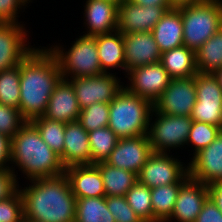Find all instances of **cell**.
Instances as JSON below:
<instances>
[{
  "label": "cell",
  "instance_id": "1",
  "mask_svg": "<svg viewBox=\"0 0 222 222\" xmlns=\"http://www.w3.org/2000/svg\"><path fill=\"white\" fill-rule=\"evenodd\" d=\"M46 48H34L20 63L19 111L26 121L44 115L50 96L62 79L56 56Z\"/></svg>",
  "mask_w": 222,
  "mask_h": 222
},
{
  "label": "cell",
  "instance_id": "2",
  "mask_svg": "<svg viewBox=\"0 0 222 222\" xmlns=\"http://www.w3.org/2000/svg\"><path fill=\"white\" fill-rule=\"evenodd\" d=\"M21 188L24 220L34 222H75L76 197L65 173L33 179Z\"/></svg>",
  "mask_w": 222,
  "mask_h": 222
},
{
  "label": "cell",
  "instance_id": "3",
  "mask_svg": "<svg viewBox=\"0 0 222 222\" xmlns=\"http://www.w3.org/2000/svg\"><path fill=\"white\" fill-rule=\"evenodd\" d=\"M11 164L17 166L28 180L65 173L60 156L43 141L31 121H27L12 138Z\"/></svg>",
  "mask_w": 222,
  "mask_h": 222
},
{
  "label": "cell",
  "instance_id": "4",
  "mask_svg": "<svg viewBox=\"0 0 222 222\" xmlns=\"http://www.w3.org/2000/svg\"><path fill=\"white\" fill-rule=\"evenodd\" d=\"M153 104L123 87L109 103L108 127L118 138L147 135Z\"/></svg>",
  "mask_w": 222,
  "mask_h": 222
},
{
  "label": "cell",
  "instance_id": "5",
  "mask_svg": "<svg viewBox=\"0 0 222 222\" xmlns=\"http://www.w3.org/2000/svg\"><path fill=\"white\" fill-rule=\"evenodd\" d=\"M183 43L194 52L222 27V0H204L179 8Z\"/></svg>",
  "mask_w": 222,
  "mask_h": 222
},
{
  "label": "cell",
  "instance_id": "6",
  "mask_svg": "<svg viewBox=\"0 0 222 222\" xmlns=\"http://www.w3.org/2000/svg\"><path fill=\"white\" fill-rule=\"evenodd\" d=\"M70 47L68 51L57 44L49 48L57 58L63 79L103 74L97 52L96 36L83 34L76 38Z\"/></svg>",
  "mask_w": 222,
  "mask_h": 222
},
{
  "label": "cell",
  "instance_id": "7",
  "mask_svg": "<svg viewBox=\"0 0 222 222\" xmlns=\"http://www.w3.org/2000/svg\"><path fill=\"white\" fill-rule=\"evenodd\" d=\"M153 115L157 117L154 122ZM192 122L190 116L168 115L153 110L147 134L152 151L170 154V149L186 145Z\"/></svg>",
  "mask_w": 222,
  "mask_h": 222
},
{
  "label": "cell",
  "instance_id": "8",
  "mask_svg": "<svg viewBox=\"0 0 222 222\" xmlns=\"http://www.w3.org/2000/svg\"><path fill=\"white\" fill-rule=\"evenodd\" d=\"M169 153L152 152L142 166L138 182L152 189L172 183H185L189 177L188 165Z\"/></svg>",
  "mask_w": 222,
  "mask_h": 222
},
{
  "label": "cell",
  "instance_id": "9",
  "mask_svg": "<svg viewBox=\"0 0 222 222\" xmlns=\"http://www.w3.org/2000/svg\"><path fill=\"white\" fill-rule=\"evenodd\" d=\"M195 84L197 100L190 118L222 129V88L218 78L214 74L198 72Z\"/></svg>",
  "mask_w": 222,
  "mask_h": 222
},
{
  "label": "cell",
  "instance_id": "10",
  "mask_svg": "<svg viewBox=\"0 0 222 222\" xmlns=\"http://www.w3.org/2000/svg\"><path fill=\"white\" fill-rule=\"evenodd\" d=\"M115 73H103L96 76L71 78L80 109L93 103H110L124 87Z\"/></svg>",
  "mask_w": 222,
  "mask_h": 222
},
{
  "label": "cell",
  "instance_id": "11",
  "mask_svg": "<svg viewBox=\"0 0 222 222\" xmlns=\"http://www.w3.org/2000/svg\"><path fill=\"white\" fill-rule=\"evenodd\" d=\"M196 100L195 76L171 79L168 87L153 103V110L168 115L190 116Z\"/></svg>",
  "mask_w": 222,
  "mask_h": 222
},
{
  "label": "cell",
  "instance_id": "12",
  "mask_svg": "<svg viewBox=\"0 0 222 222\" xmlns=\"http://www.w3.org/2000/svg\"><path fill=\"white\" fill-rule=\"evenodd\" d=\"M126 74L130 83L124 87L152 104L168 87L172 79L160 62L133 68Z\"/></svg>",
  "mask_w": 222,
  "mask_h": 222
},
{
  "label": "cell",
  "instance_id": "13",
  "mask_svg": "<svg viewBox=\"0 0 222 222\" xmlns=\"http://www.w3.org/2000/svg\"><path fill=\"white\" fill-rule=\"evenodd\" d=\"M152 152L148 135L118 138L115 148L105 163L138 175Z\"/></svg>",
  "mask_w": 222,
  "mask_h": 222
},
{
  "label": "cell",
  "instance_id": "14",
  "mask_svg": "<svg viewBox=\"0 0 222 222\" xmlns=\"http://www.w3.org/2000/svg\"><path fill=\"white\" fill-rule=\"evenodd\" d=\"M171 6H141L124 0L118 6V27L121 33L151 32Z\"/></svg>",
  "mask_w": 222,
  "mask_h": 222
},
{
  "label": "cell",
  "instance_id": "15",
  "mask_svg": "<svg viewBox=\"0 0 222 222\" xmlns=\"http://www.w3.org/2000/svg\"><path fill=\"white\" fill-rule=\"evenodd\" d=\"M25 24L0 23V72L20 65L35 48L27 46Z\"/></svg>",
  "mask_w": 222,
  "mask_h": 222
},
{
  "label": "cell",
  "instance_id": "16",
  "mask_svg": "<svg viewBox=\"0 0 222 222\" xmlns=\"http://www.w3.org/2000/svg\"><path fill=\"white\" fill-rule=\"evenodd\" d=\"M189 162L190 178L206 185L222 182V131L209 146L196 153Z\"/></svg>",
  "mask_w": 222,
  "mask_h": 222
},
{
  "label": "cell",
  "instance_id": "17",
  "mask_svg": "<svg viewBox=\"0 0 222 222\" xmlns=\"http://www.w3.org/2000/svg\"><path fill=\"white\" fill-rule=\"evenodd\" d=\"M122 34L126 73L133 68L160 62L162 53L151 32Z\"/></svg>",
  "mask_w": 222,
  "mask_h": 222
},
{
  "label": "cell",
  "instance_id": "18",
  "mask_svg": "<svg viewBox=\"0 0 222 222\" xmlns=\"http://www.w3.org/2000/svg\"><path fill=\"white\" fill-rule=\"evenodd\" d=\"M208 197V185L189 178L180 187L173 212L165 222H195Z\"/></svg>",
  "mask_w": 222,
  "mask_h": 222
},
{
  "label": "cell",
  "instance_id": "19",
  "mask_svg": "<svg viewBox=\"0 0 222 222\" xmlns=\"http://www.w3.org/2000/svg\"><path fill=\"white\" fill-rule=\"evenodd\" d=\"M80 110L72 84L62 78L54 88L43 116L66 124L78 120Z\"/></svg>",
  "mask_w": 222,
  "mask_h": 222
},
{
  "label": "cell",
  "instance_id": "20",
  "mask_svg": "<svg viewBox=\"0 0 222 222\" xmlns=\"http://www.w3.org/2000/svg\"><path fill=\"white\" fill-rule=\"evenodd\" d=\"M118 4L106 0H86L84 6V35L96 36L112 33L118 27Z\"/></svg>",
  "mask_w": 222,
  "mask_h": 222
},
{
  "label": "cell",
  "instance_id": "21",
  "mask_svg": "<svg viewBox=\"0 0 222 222\" xmlns=\"http://www.w3.org/2000/svg\"><path fill=\"white\" fill-rule=\"evenodd\" d=\"M65 174L76 198L106 196L102 175L95 164L69 166Z\"/></svg>",
  "mask_w": 222,
  "mask_h": 222
},
{
  "label": "cell",
  "instance_id": "22",
  "mask_svg": "<svg viewBox=\"0 0 222 222\" xmlns=\"http://www.w3.org/2000/svg\"><path fill=\"white\" fill-rule=\"evenodd\" d=\"M60 160L65 168L73 165L91 164L88 132L78 120L66 123L64 150Z\"/></svg>",
  "mask_w": 222,
  "mask_h": 222
},
{
  "label": "cell",
  "instance_id": "23",
  "mask_svg": "<svg viewBox=\"0 0 222 222\" xmlns=\"http://www.w3.org/2000/svg\"><path fill=\"white\" fill-rule=\"evenodd\" d=\"M161 53L184 45L183 22L179 9L167 10L151 31Z\"/></svg>",
  "mask_w": 222,
  "mask_h": 222
},
{
  "label": "cell",
  "instance_id": "24",
  "mask_svg": "<svg viewBox=\"0 0 222 222\" xmlns=\"http://www.w3.org/2000/svg\"><path fill=\"white\" fill-rule=\"evenodd\" d=\"M97 52L103 73L111 68H120L126 72L123 34L118 30L96 35Z\"/></svg>",
  "mask_w": 222,
  "mask_h": 222
},
{
  "label": "cell",
  "instance_id": "25",
  "mask_svg": "<svg viewBox=\"0 0 222 222\" xmlns=\"http://www.w3.org/2000/svg\"><path fill=\"white\" fill-rule=\"evenodd\" d=\"M160 63L172 79L189 78L198 73L195 52L185 45L163 52Z\"/></svg>",
  "mask_w": 222,
  "mask_h": 222
},
{
  "label": "cell",
  "instance_id": "26",
  "mask_svg": "<svg viewBox=\"0 0 222 222\" xmlns=\"http://www.w3.org/2000/svg\"><path fill=\"white\" fill-rule=\"evenodd\" d=\"M102 175L106 196H126L128 190L138 181L136 173L108 165L95 164Z\"/></svg>",
  "mask_w": 222,
  "mask_h": 222
},
{
  "label": "cell",
  "instance_id": "27",
  "mask_svg": "<svg viewBox=\"0 0 222 222\" xmlns=\"http://www.w3.org/2000/svg\"><path fill=\"white\" fill-rule=\"evenodd\" d=\"M195 62L199 73L214 74L222 68V27L195 51Z\"/></svg>",
  "mask_w": 222,
  "mask_h": 222
},
{
  "label": "cell",
  "instance_id": "28",
  "mask_svg": "<svg viewBox=\"0 0 222 222\" xmlns=\"http://www.w3.org/2000/svg\"><path fill=\"white\" fill-rule=\"evenodd\" d=\"M184 183H172L151 189L153 222H165L172 214L180 187Z\"/></svg>",
  "mask_w": 222,
  "mask_h": 222
},
{
  "label": "cell",
  "instance_id": "29",
  "mask_svg": "<svg viewBox=\"0 0 222 222\" xmlns=\"http://www.w3.org/2000/svg\"><path fill=\"white\" fill-rule=\"evenodd\" d=\"M75 222H115L105 197L76 198Z\"/></svg>",
  "mask_w": 222,
  "mask_h": 222
},
{
  "label": "cell",
  "instance_id": "30",
  "mask_svg": "<svg viewBox=\"0 0 222 222\" xmlns=\"http://www.w3.org/2000/svg\"><path fill=\"white\" fill-rule=\"evenodd\" d=\"M91 149V164L105 162L118 141V137L108 127L88 132Z\"/></svg>",
  "mask_w": 222,
  "mask_h": 222
},
{
  "label": "cell",
  "instance_id": "31",
  "mask_svg": "<svg viewBox=\"0 0 222 222\" xmlns=\"http://www.w3.org/2000/svg\"><path fill=\"white\" fill-rule=\"evenodd\" d=\"M39 133L43 141L59 156L64 150V134L66 124L63 122L47 119L44 116L35 118L31 121Z\"/></svg>",
  "mask_w": 222,
  "mask_h": 222
},
{
  "label": "cell",
  "instance_id": "32",
  "mask_svg": "<svg viewBox=\"0 0 222 222\" xmlns=\"http://www.w3.org/2000/svg\"><path fill=\"white\" fill-rule=\"evenodd\" d=\"M20 65L0 72V104L19 109Z\"/></svg>",
  "mask_w": 222,
  "mask_h": 222
},
{
  "label": "cell",
  "instance_id": "33",
  "mask_svg": "<svg viewBox=\"0 0 222 222\" xmlns=\"http://www.w3.org/2000/svg\"><path fill=\"white\" fill-rule=\"evenodd\" d=\"M126 199L133 211L144 222H153L151 189L138 181L126 193Z\"/></svg>",
  "mask_w": 222,
  "mask_h": 222
},
{
  "label": "cell",
  "instance_id": "34",
  "mask_svg": "<svg viewBox=\"0 0 222 222\" xmlns=\"http://www.w3.org/2000/svg\"><path fill=\"white\" fill-rule=\"evenodd\" d=\"M78 121L87 132L108 126L109 103H93L81 109Z\"/></svg>",
  "mask_w": 222,
  "mask_h": 222
},
{
  "label": "cell",
  "instance_id": "35",
  "mask_svg": "<svg viewBox=\"0 0 222 222\" xmlns=\"http://www.w3.org/2000/svg\"><path fill=\"white\" fill-rule=\"evenodd\" d=\"M221 131L222 129L216 125L193 121L186 145L192 144V146H194V156L200 150L209 146Z\"/></svg>",
  "mask_w": 222,
  "mask_h": 222
},
{
  "label": "cell",
  "instance_id": "36",
  "mask_svg": "<svg viewBox=\"0 0 222 222\" xmlns=\"http://www.w3.org/2000/svg\"><path fill=\"white\" fill-rule=\"evenodd\" d=\"M106 206L115 222H144L130 207L125 196H106Z\"/></svg>",
  "mask_w": 222,
  "mask_h": 222
},
{
  "label": "cell",
  "instance_id": "37",
  "mask_svg": "<svg viewBox=\"0 0 222 222\" xmlns=\"http://www.w3.org/2000/svg\"><path fill=\"white\" fill-rule=\"evenodd\" d=\"M26 122L19 109L0 104V133L13 138Z\"/></svg>",
  "mask_w": 222,
  "mask_h": 222
},
{
  "label": "cell",
  "instance_id": "38",
  "mask_svg": "<svg viewBox=\"0 0 222 222\" xmlns=\"http://www.w3.org/2000/svg\"><path fill=\"white\" fill-rule=\"evenodd\" d=\"M0 222H24L23 200L20 190L0 201Z\"/></svg>",
  "mask_w": 222,
  "mask_h": 222
},
{
  "label": "cell",
  "instance_id": "39",
  "mask_svg": "<svg viewBox=\"0 0 222 222\" xmlns=\"http://www.w3.org/2000/svg\"><path fill=\"white\" fill-rule=\"evenodd\" d=\"M29 1V2H28ZM32 0H0V23H19L18 11ZM27 4V5H26ZM19 9V10H18Z\"/></svg>",
  "mask_w": 222,
  "mask_h": 222
},
{
  "label": "cell",
  "instance_id": "40",
  "mask_svg": "<svg viewBox=\"0 0 222 222\" xmlns=\"http://www.w3.org/2000/svg\"><path fill=\"white\" fill-rule=\"evenodd\" d=\"M17 179L12 169H0V201L12 197L19 190Z\"/></svg>",
  "mask_w": 222,
  "mask_h": 222
},
{
  "label": "cell",
  "instance_id": "41",
  "mask_svg": "<svg viewBox=\"0 0 222 222\" xmlns=\"http://www.w3.org/2000/svg\"><path fill=\"white\" fill-rule=\"evenodd\" d=\"M195 222H222V212L210 197L204 202Z\"/></svg>",
  "mask_w": 222,
  "mask_h": 222
},
{
  "label": "cell",
  "instance_id": "42",
  "mask_svg": "<svg viewBox=\"0 0 222 222\" xmlns=\"http://www.w3.org/2000/svg\"><path fill=\"white\" fill-rule=\"evenodd\" d=\"M11 156L12 138L0 133V169H12L15 172L16 169H14L13 165H11L12 167H9L11 164Z\"/></svg>",
  "mask_w": 222,
  "mask_h": 222
},
{
  "label": "cell",
  "instance_id": "43",
  "mask_svg": "<svg viewBox=\"0 0 222 222\" xmlns=\"http://www.w3.org/2000/svg\"><path fill=\"white\" fill-rule=\"evenodd\" d=\"M209 197L222 212V182H216L208 185Z\"/></svg>",
  "mask_w": 222,
  "mask_h": 222
},
{
  "label": "cell",
  "instance_id": "44",
  "mask_svg": "<svg viewBox=\"0 0 222 222\" xmlns=\"http://www.w3.org/2000/svg\"><path fill=\"white\" fill-rule=\"evenodd\" d=\"M136 5L141 6H170L168 0H129Z\"/></svg>",
  "mask_w": 222,
  "mask_h": 222
},
{
  "label": "cell",
  "instance_id": "45",
  "mask_svg": "<svg viewBox=\"0 0 222 222\" xmlns=\"http://www.w3.org/2000/svg\"><path fill=\"white\" fill-rule=\"evenodd\" d=\"M169 4L172 8L179 9L181 7L195 5L197 3H200L204 0H168Z\"/></svg>",
  "mask_w": 222,
  "mask_h": 222
},
{
  "label": "cell",
  "instance_id": "46",
  "mask_svg": "<svg viewBox=\"0 0 222 222\" xmlns=\"http://www.w3.org/2000/svg\"><path fill=\"white\" fill-rule=\"evenodd\" d=\"M214 75L218 78L220 87L222 88V68L218 69Z\"/></svg>",
  "mask_w": 222,
  "mask_h": 222
},
{
  "label": "cell",
  "instance_id": "47",
  "mask_svg": "<svg viewBox=\"0 0 222 222\" xmlns=\"http://www.w3.org/2000/svg\"><path fill=\"white\" fill-rule=\"evenodd\" d=\"M106 1H109V2L116 3V4L120 5L124 0H106Z\"/></svg>",
  "mask_w": 222,
  "mask_h": 222
},
{
  "label": "cell",
  "instance_id": "48",
  "mask_svg": "<svg viewBox=\"0 0 222 222\" xmlns=\"http://www.w3.org/2000/svg\"><path fill=\"white\" fill-rule=\"evenodd\" d=\"M24 222H34V221H31V220H24Z\"/></svg>",
  "mask_w": 222,
  "mask_h": 222
}]
</instances>
